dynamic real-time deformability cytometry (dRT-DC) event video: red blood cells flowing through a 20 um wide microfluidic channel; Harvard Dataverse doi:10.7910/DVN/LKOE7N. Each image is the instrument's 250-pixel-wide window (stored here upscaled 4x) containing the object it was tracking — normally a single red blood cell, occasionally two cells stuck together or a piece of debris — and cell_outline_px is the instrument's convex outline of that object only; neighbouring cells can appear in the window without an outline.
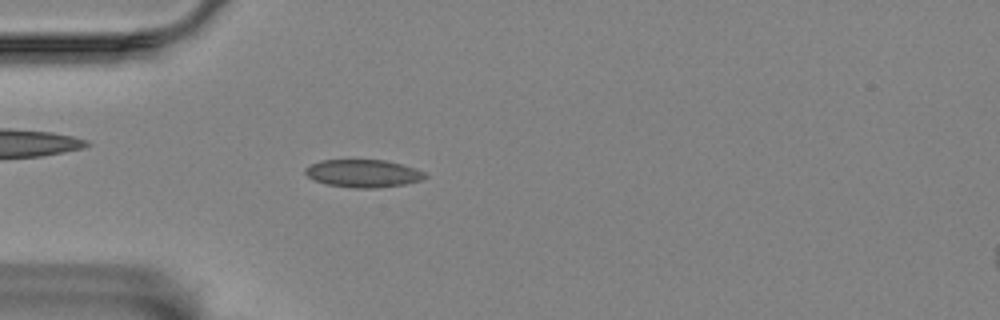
{"species": "Egyptian fruit bat (a non-hibernating species)", "species_latin": "Rousettus aegyptiacus", "temperature_condition": "room temperature", "stored_images_in_passage": 57, "camera_frame_rate_fps": 3000, "um_per_image_px": 0.085, "animal": {"sex": "female"}, "frame": {"image": 1, "passage_image": 16, "time_ms": 5.0, "image_size_px": [1000, 320], "cell_outline_px": [[428, 176], [424, 180], [404, 184], [376, 188], [352, 188], [324, 184], [308, 176], [304, 172], [304, 168], [320, 160], [384, 160], [416, 168], [424, 172]], "centroid_in_image_um": [30.88, 14.74], "position_along_channel_um": 54.1, "area_um2": 19.42}}
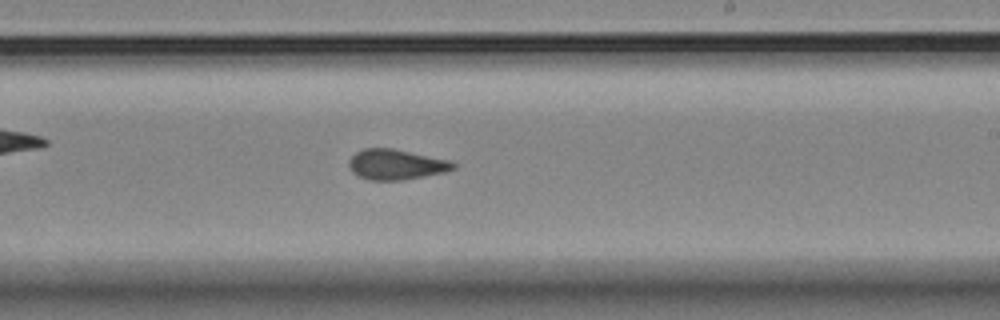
{"frame": {"image": 2, "passage_image": 34, "time_ms": 11.0, "image_size_px": [1000, 320], "cell_outline_px": [[456, 168], [444, 172], [404, 180], [368, 180], [352, 172], [348, 164], [348, 160], [356, 152], [364, 148], [392, 148], [448, 160], [456, 164]], "centroid_in_image_um": [33.64, 13.98], "position_along_channel_um": 255.4, "area_um2": 18.32}}
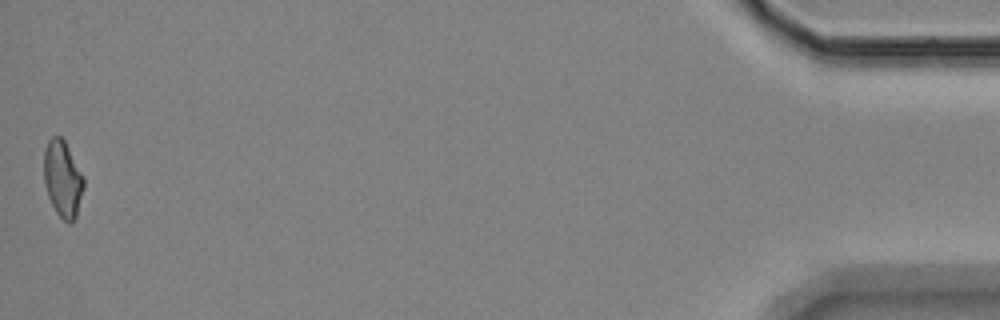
{"frame": {"image": 3, "passage_image": 57, "time_ms": 18.667, "image_size_px": [1000, 320], "cell_outline_px": [[84, 188], [76, 216], [72, 224], [68, 224], [56, 212], [48, 196], [44, 180], [44, 152], [48, 140], [52, 136], [60, 136], [64, 140], [84, 176]], "centroid_in_image_um": [5.34, 15.21], "position_along_channel_um": 429.9, "area_um2": 17.74}, "authors_computed_cell_mechanics": {"area_um2": 18.5538, "velocity_mm_per_s": 3.4525, "shape_relaxation_time_tau1_ms": null, "shape_relaxation_time_tau2_ms": 1.1444, "deformation_change_tau1": null, "deformation_change_tau2": 0.0575}}